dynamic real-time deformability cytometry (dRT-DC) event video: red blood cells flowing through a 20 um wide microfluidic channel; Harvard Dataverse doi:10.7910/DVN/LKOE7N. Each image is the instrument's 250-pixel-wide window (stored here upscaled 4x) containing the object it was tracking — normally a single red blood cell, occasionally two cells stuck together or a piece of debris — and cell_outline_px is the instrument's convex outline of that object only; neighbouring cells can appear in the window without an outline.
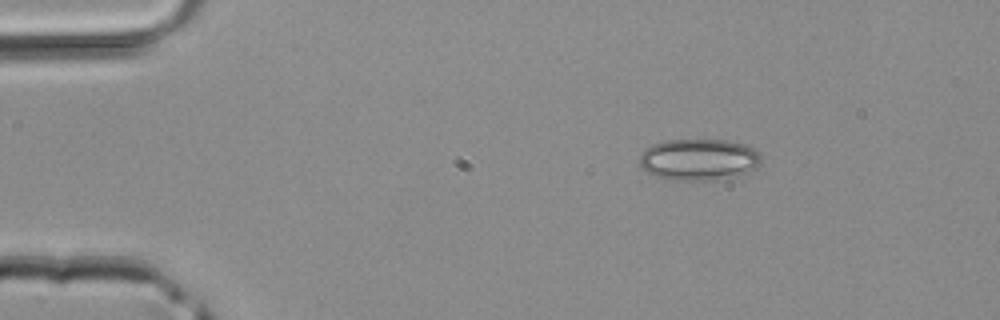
{"species": "common noctule bat (a hibernating species)", "species_latin": "Nyctalus noctula", "temperature_condition": "room temperature", "stored_images_in_passage": 4, "camera_frame_rate_fps": 3000, "um_per_image_px": 0.085, "animal": {"sex": "male", "body_mass_g": 20.4}, "frame": {"image": 1, "passage_image": 1, "time_ms": 0.0, "image_size_px": [1000, 320], "cell_outline_px": [[760, 164], [756, 168], [736, 176], [716, 180], [672, 180], [656, 176], [648, 172], [636, 160], [644, 148], [652, 144], [664, 140], [724, 140], [744, 144], [752, 148], [760, 156]], "centroid_in_image_um": [59.35, 13.56], "position_along_channel_um": 25.7, "area_um2": 29.54}}
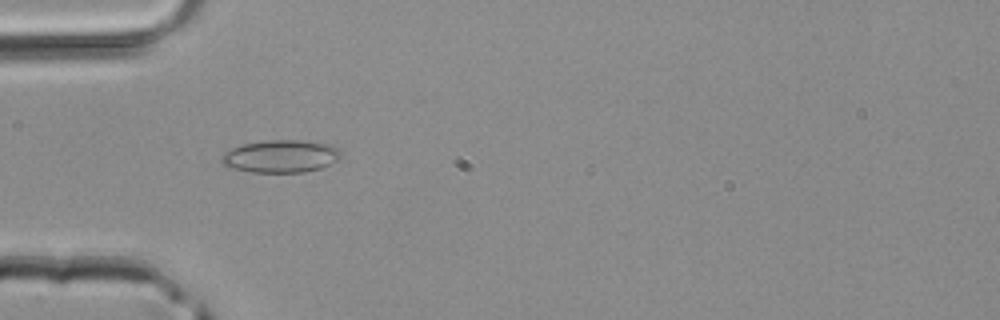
{"frame": {"image": 2, "passage_image": 3, "time_ms": 0.667, "image_size_px": [1000, 320], "cell_outline_px": [[340, 156], [336, 160], [320, 168], [304, 172], [252, 172], [232, 168], [224, 164], [220, 160], [220, 156], [224, 152], [232, 148], [244, 144], [268, 140], [300, 140], [328, 144], [336, 148], [340, 152]], "centroid_in_image_um": [23.82, 13.28], "position_along_channel_um": 61.2, "area_um2": 22.37}}
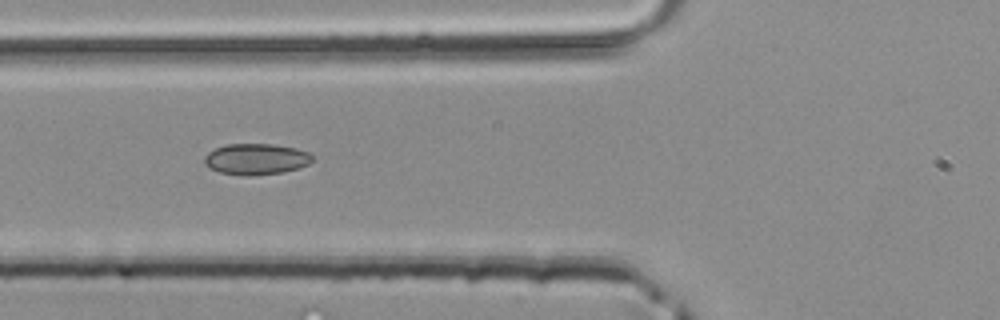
{"frame": {"image": 3, "passage_image": 4, "time_ms": 1.0, "image_size_px": [1000, 320], "cell_outline_px": [[312, 160], [308, 164], [296, 168], [280, 172], [248, 176], [244, 176], [220, 172], [204, 164], [204, 156], [208, 152], [216, 148], [228, 144], [272, 144], [296, 148], [308, 152], [312, 156]], "centroid_in_image_um": [21.74, 13.51], "position_along_channel_um": 104.1, "area_um2": 19.31}}